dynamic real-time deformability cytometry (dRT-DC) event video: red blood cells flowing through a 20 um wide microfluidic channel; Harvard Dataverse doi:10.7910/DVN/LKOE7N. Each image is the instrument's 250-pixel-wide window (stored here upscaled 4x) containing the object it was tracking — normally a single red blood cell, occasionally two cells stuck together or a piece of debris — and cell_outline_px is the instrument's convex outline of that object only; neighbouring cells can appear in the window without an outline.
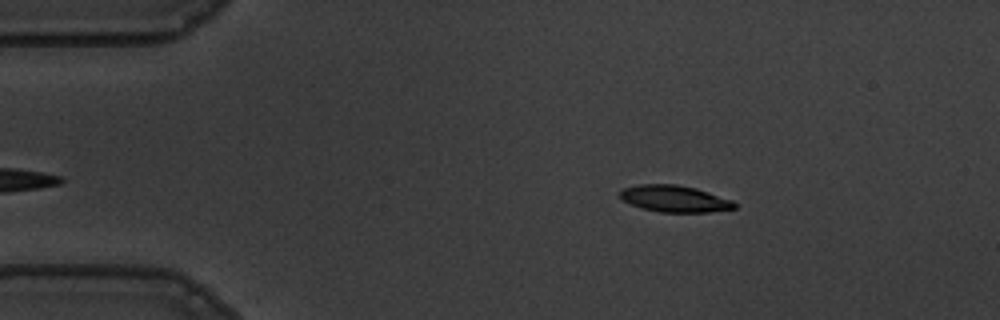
{"species": "common noctule bat (a hibernating species)", "species_latin": "Nyctalus noctula", "temperature_condition": "warm", "stored_images_in_passage": 43, "camera_frame_rate_fps": 3000, "um_per_image_px": 0.085, "animal": {"sex": "male", "body_mass_g": 19.5, "forearm_length_mm": 54.6}, "frame": {"image": 1, "passage_image": 4, "time_ms": 1.0, "image_size_px": [1000, 320], "cell_outline_px": [[740, 204], [736, 208], [708, 212], [660, 212], [640, 208], [624, 200], [620, 196], [620, 192], [624, 188], [640, 184], [676, 184], [696, 188], [732, 200]], "centroid_in_image_um": [57.38, 16.89], "position_along_channel_um": 27.6, "area_um2": 17.74}}
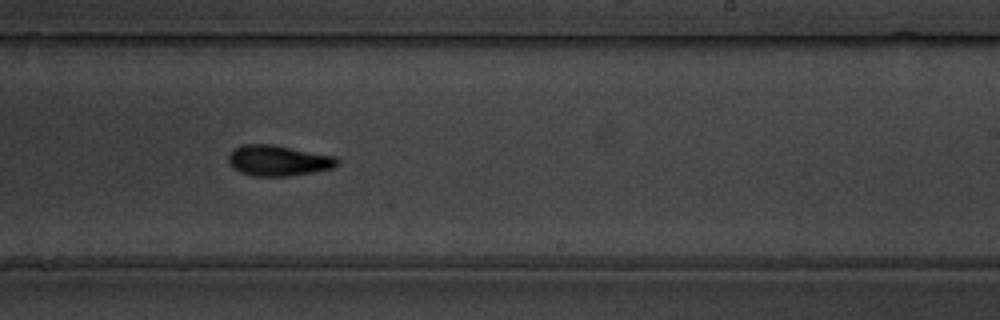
{"frame": {"image": 2, "passage_image": 29, "time_ms": 9.333, "image_size_px": [1000, 320], "cell_outline_px": [[340, 160], [332, 168], [312, 172], [288, 176], [252, 176], [240, 172], [232, 168], [228, 160], [228, 156], [240, 144], [276, 144], [336, 156]], "centroid_in_image_um": [23.65, 13.63], "position_along_channel_um": 265.3, "area_um2": 19.59}}
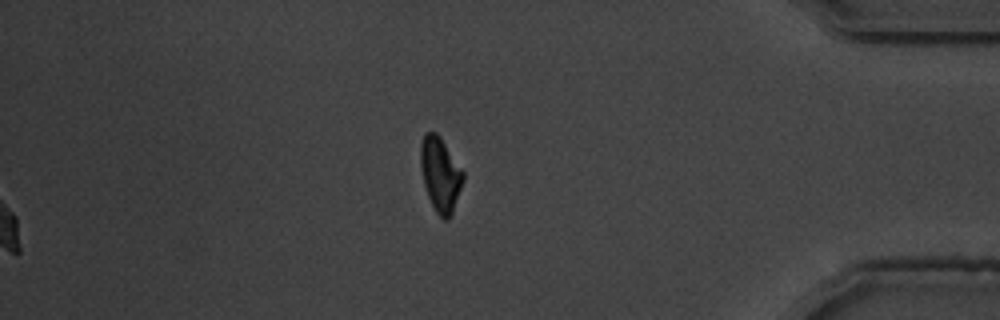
{"frame": {"image": 3, "passage_image": 43, "time_ms": 14.0, "image_size_px": [1000, 320], "cell_outline_px": [[464, 180], [452, 216], [448, 220], [444, 220], [436, 212], [428, 196], [424, 184], [420, 164], [420, 144], [424, 132], [436, 132], [440, 136], [464, 172]], "centroid_in_image_um": [37.43, 14.83], "position_along_channel_um": 397.8, "area_um2": 18.61}, "authors_computed_cell_mechanics": {"area_um2": 18.8428, "velocity_mm_per_s": 3.5626, "shape_relaxation_time_tau1_ms": 3.4229, "shape_relaxation_time_tau2_ms": 4.1399, "deformation_change_tau1": 0.1575, "deformation_change_tau2": 0.0912}}